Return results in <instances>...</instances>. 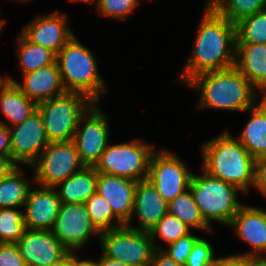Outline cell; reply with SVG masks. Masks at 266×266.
Here are the masks:
<instances>
[{"label": "cell", "mask_w": 266, "mask_h": 266, "mask_svg": "<svg viewBox=\"0 0 266 266\" xmlns=\"http://www.w3.org/2000/svg\"><path fill=\"white\" fill-rule=\"evenodd\" d=\"M149 266H183V265L176 263L162 249H155L153 251L151 263Z\"/></svg>", "instance_id": "74e56055"}, {"label": "cell", "mask_w": 266, "mask_h": 266, "mask_svg": "<svg viewBox=\"0 0 266 266\" xmlns=\"http://www.w3.org/2000/svg\"><path fill=\"white\" fill-rule=\"evenodd\" d=\"M26 230L24 212L18 208L0 209V243H16Z\"/></svg>", "instance_id": "1f68e13d"}, {"label": "cell", "mask_w": 266, "mask_h": 266, "mask_svg": "<svg viewBox=\"0 0 266 266\" xmlns=\"http://www.w3.org/2000/svg\"><path fill=\"white\" fill-rule=\"evenodd\" d=\"M235 67L258 91L266 93V44H236Z\"/></svg>", "instance_id": "44dd1931"}, {"label": "cell", "mask_w": 266, "mask_h": 266, "mask_svg": "<svg viewBox=\"0 0 266 266\" xmlns=\"http://www.w3.org/2000/svg\"><path fill=\"white\" fill-rule=\"evenodd\" d=\"M201 173L192 175L189 188L202 217L209 226L213 221L229 226L242 206L238 201V193L242 191L203 170Z\"/></svg>", "instance_id": "5b68a950"}, {"label": "cell", "mask_w": 266, "mask_h": 266, "mask_svg": "<svg viewBox=\"0 0 266 266\" xmlns=\"http://www.w3.org/2000/svg\"><path fill=\"white\" fill-rule=\"evenodd\" d=\"M0 266H26L16 243H0Z\"/></svg>", "instance_id": "d590c367"}, {"label": "cell", "mask_w": 266, "mask_h": 266, "mask_svg": "<svg viewBox=\"0 0 266 266\" xmlns=\"http://www.w3.org/2000/svg\"><path fill=\"white\" fill-rule=\"evenodd\" d=\"M0 155H11V134L6 125L0 124Z\"/></svg>", "instance_id": "60d3db41"}, {"label": "cell", "mask_w": 266, "mask_h": 266, "mask_svg": "<svg viewBox=\"0 0 266 266\" xmlns=\"http://www.w3.org/2000/svg\"><path fill=\"white\" fill-rule=\"evenodd\" d=\"M70 1H73V2H82V3H88V4H90V3H95L96 4V2L98 1V0H70Z\"/></svg>", "instance_id": "c3c4849f"}, {"label": "cell", "mask_w": 266, "mask_h": 266, "mask_svg": "<svg viewBox=\"0 0 266 266\" xmlns=\"http://www.w3.org/2000/svg\"><path fill=\"white\" fill-rule=\"evenodd\" d=\"M21 75L23 84L14 79L12 82H15L20 90L36 103L63 95L66 92L57 61Z\"/></svg>", "instance_id": "ffe728a7"}, {"label": "cell", "mask_w": 266, "mask_h": 266, "mask_svg": "<svg viewBox=\"0 0 266 266\" xmlns=\"http://www.w3.org/2000/svg\"><path fill=\"white\" fill-rule=\"evenodd\" d=\"M67 15L55 11L36 16L23 27L21 33L32 43L52 51L55 55L74 37Z\"/></svg>", "instance_id": "5bb4252c"}, {"label": "cell", "mask_w": 266, "mask_h": 266, "mask_svg": "<svg viewBox=\"0 0 266 266\" xmlns=\"http://www.w3.org/2000/svg\"><path fill=\"white\" fill-rule=\"evenodd\" d=\"M109 130L106 114L93 103L80 117L72 140L84 166L95 167L98 163L110 141Z\"/></svg>", "instance_id": "30bf717a"}, {"label": "cell", "mask_w": 266, "mask_h": 266, "mask_svg": "<svg viewBox=\"0 0 266 266\" xmlns=\"http://www.w3.org/2000/svg\"><path fill=\"white\" fill-rule=\"evenodd\" d=\"M214 256V247L204 238H199L186 258L184 266H209Z\"/></svg>", "instance_id": "836d02e7"}, {"label": "cell", "mask_w": 266, "mask_h": 266, "mask_svg": "<svg viewBox=\"0 0 266 266\" xmlns=\"http://www.w3.org/2000/svg\"><path fill=\"white\" fill-rule=\"evenodd\" d=\"M155 150L154 144H146L143 139L132 138L129 143L114 145L108 143L95 169L98 173L129 178L136 182L145 180Z\"/></svg>", "instance_id": "52a82bcc"}, {"label": "cell", "mask_w": 266, "mask_h": 266, "mask_svg": "<svg viewBox=\"0 0 266 266\" xmlns=\"http://www.w3.org/2000/svg\"><path fill=\"white\" fill-rule=\"evenodd\" d=\"M16 244L26 266H50L70 252L50 230L26 229Z\"/></svg>", "instance_id": "9a60e30c"}, {"label": "cell", "mask_w": 266, "mask_h": 266, "mask_svg": "<svg viewBox=\"0 0 266 266\" xmlns=\"http://www.w3.org/2000/svg\"><path fill=\"white\" fill-rule=\"evenodd\" d=\"M31 167L34 168L33 182L42 187H55L84 165L73 141H67L49 143Z\"/></svg>", "instance_id": "9c48e42d"}, {"label": "cell", "mask_w": 266, "mask_h": 266, "mask_svg": "<svg viewBox=\"0 0 266 266\" xmlns=\"http://www.w3.org/2000/svg\"><path fill=\"white\" fill-rule=\"evenodd\" d=\"M13 80V78L10 77H2L0 75V92L3 91L9 84L10 82Z\"/></svg>", "instance_id": "bcb514c9"}, {"label": "cell", "mask_w": 266, "mask_h": 266, "mask_svg": "<svg viewBox=\"0 0 266 266\" xmlns=\"http://www.w3.org/2000/svg\"><path fill=\"white\" fill-rule=\"evenodd\" d=\"M259 101H261L266 106V99L263 96H262L261 100H259Z\"/></svg>", "instance_id": "816d5d0a"}, {"label": "cell", "mask_w": 266, "mask_h": 266, "mask_svg": "<svg viewBox=\"0 0 266 266\" xmlns=\"http://www.w3.org/2000/svg\"><path fill=\"white\" fill-rule=\"evenodd\" d=\"M136 186L137 182L129 178L97 172L96 192L107 200L123 224L131 219Z\"/></svg>", "instance_id": "d6986e66"}, {"label": "cell", "mask_w": 266, "mask_h": 266, "mask_svg": "<svg viewBox=\"0 0 266 266\" xmlns=\"http://www.w3.org/2000/svg\"><path fill=\"white\" fill-rule=\"evenodd\" d=\"M93 103L86 95L78 92H65L37 103L49 143L72 141L80 117Z\"/></svg>", "instance_id": "8992f818"}, {"label": "cell", "mask_w": 266, "mask_h": 266, "mask_svg": "<svg viewBox=\"0 0 266 266\" xmlns=\"http://www.w3.org/2000/svg\"><path fill=\"white\" fill-rule=\"evenodd\" d=\"M191 232V228L185 223L181 222L178 218L169 213L149 231L151 240L155 249H163L159 247L156 239L161 238L168 245L174 243L177 239L185 236Z\"/></svg>", "instance_id": "4dcf8cb0"}, {"label": "cell", "mask_w": 266, "mask_h": 266, "mask_svg": "<svg viewBox=\"0 0 266 266\" xmlns=\"http://www.w3.org/2000/svg\"><path fill=\"white\" fill-rule=\"evenodd\" d=\"M168 213L178 218L191 229L213 233L212 227L202 217L190 188L168 203Z\"/></svg>", "instance_id": "d4e9b609"}, {"label": "cell", "mask_w": 266, "mask_h": 266, "mask_svg": "<svg viewBox=\"0 0 266 266\" xmlns=\"http://www.w3.org/2000/svg\"><path fill=\"white\" fill-rule=\"evenodd\" d=\"M51 231L70 252L81 249L92 235L100 237L83 203H61Z\"/></svg>", "instance_id": "7c38bea8"}, {"label": "cell", "mask_w": 266, "mask_h": 266, "mask_svg": "<svg viewBox=\"0 0 266 266\" xmlns=\"http://www.w3.org/2000/svg\"><path fill=\"white\" fill-rule=\"evenodd\" d=\"M186 85L200 93L197 109L246 112L258 102L259 91L235 66L198 74Z\"/></svg>", "instance_id": "7a4b0ae2"}, {"label": "cell", "mask_w": 266, "mask_h": 266, "mask_svg": "<svg viewBox=\"0 0 266 266\" xmlns=\"http://www.w3.org/2000/svg\"><path fill=\"white\" fill-rule=\"evenodd\" d=\"M16 1H19V2H24V1H28V0H16Z\"/></svg>", "instance_id": "f5cc1de1"}, {"label": "cell", "mask_w": 266, "mask_h": 266, "mask_svg": "<svg viewBox=\"0 0 266 266\" xmlns=\"http://www.w3.org/2000/svg\"><path fill=\"white\" fill-rule=\"evenodd\" d=\"M212 7L231 23L266 9V0H217Z\"/></svg>", "instance_id": "f546056e"}, {"label": "cell", "mask_w": 266, "mask_h": 266, "mask_svg": "<svg viewBox=\"0 0 266 266\" xmlns=\"http://www.w3.org/2000/svg\"><path fill=\"white\" fill-rule=\"evenodd\" d=\"M30 185L20 166L8 177L0 180V209L24 207Z\"/></svg>", "instance_id": "484cf974"}, {"label": "cell", "mask_w": 266, "mask_h": 266, "mask_svg": "<svg viewBox=\"0 0 266 266\" xmlns=\"http://www.w3.org/2000/svg\"><path fill=\"white\" fill-rule=\"evenodd\" d=\"M0 124L6 125L10 130L11 157L18 165L22 163L31 166L49 144L42 116L38 110L13 127L2 120Z\"/></svg>", "instance_id": "4fadbf2b"}, {"label": "cell", "mask_w": 266, "mask_h": 266, "mask_svg": "<svg viewBox=\"0 0 266 266\" xmlns=\"http://www.w3.org/2000/svg\"><path fill=\"white\" fill-rule=\"evenodd\" d=\"M16 42L21 74L35 71L56 61V55L52 51L30 42L22 33Z\"/></svg>", "instance_id": "4316f807"}, {"label": "cell", "mask_w": 266, "mask_h": 266, "mask_svg": "<svg viewBox=\"0 0 266 266\" xmlns=\"http://www.w3.org/2000/svg\"><path fill=\"white\" fill-rule=\"evenodd\" d=\"M102 253L130 266H149L155 250L149 232L125 224L100 233Z\"/></svg>", "instance_id": "ba28073f"}, {"label": "cell", "mask_w": 266, "mask_h": 266, "mask_svg": "<svg viewBox=\"0 0 266 266\" xmlns=\"http://www.w3.org/2000/svg\"><path fill=\"white\" fill-rule=\"evenodd\" d=\"M50 266H74V252H69L64 258Z\"/></svg>", "instance_id": "7bdbcfd3"}, {"label": "cell", "mask_w": 266, "mask_h": 266, "mask_svg": "<svg viewBox=\"0 0 266 266\" xmlns=\"http://www.w3.org/2000/svg\"><path fill=\"white\" fill-rule=\"evenodd\" d=\"M5 23H6V20L0 18V35H1L2 28H4L5 26Z\"/></svg>", "instance_id": "681fc988"}, {"label": "cell", "mask_w": 266, "mask_h": 266, "mask_svg": "<svg viewBox=\"0 0 266 266\" xmlns=\"http://www.w3.org/2000/svg\"><path fill=\"white\" fill-rule=\"evenodd\" d=\"M61 202L54 187L30 188L24 204V222L29 230H52Z\"/></svg>", "instance_id": "e0dca14e"}, {"label": "cell", "mask_w": 266, "mask_h": 266, "mask_svg": "<svg viewBox=\"0 0 266 266\" xmlns=\"http://www.w3.org/2000/svg\"><path fill=\"white\" fill-rule=\"evenodd\" d=\"M97 171L84 166L81 170L59 182L54 188L61 203H85L96 192ZM59 188V189H58Z\"/></svg>", "instance_id": "7402d4cb"}, {"label": "cell", "mask_w": 266, "mask_h": 266, "mask_svg": "<svg viewBox=\"0 0 266 266\" xmlns=\"http://www.w3.org/2000/svg\"><path fill=\"white\" fill-rule=\"evenodd\" d=\"M257 259L262 264V266H266V253L259 255Z\"/></svg>", "instance_id": "7dc6e473"}, {"label": "cell", "mask_w": 266, "mask_h": 266, "mask_svg": "<svg viewBox=\"0 0 266 266\" xmlns=\"http://www.w3.org/2000/svg\"><path fill=\"white\" fill-rule=\"evenodd\" d=\"M98 266H130L128 264L122 263L121 261L112 259L108 256L102 254L101 258L97 261Z\"/></svg>", "instance_id": "b9f144b4"}, {"label": "cell", "mask_w": 266, "mask_h": 266, "mask_svg": "<svg viewBox=\"0 0 266 266\" xmlns=\"http://www.w3.org/2000/svg\"><path fill=\"white\" fill-rule=\"evenodd\" d=\"M84 204L92 224L100 233L124 225L114 215L107 200L97 192L91 195Z\"/></svg>", "instance_id": "83f0119b"}, {"label": "cell", "mask_w": 266, "mask_h": 266, "mask_svg": "<svg viewBox=\"0 0 266 266\" xmlns=\"http://www.w3.org/2000/svg\"><path fill=\"white\" fill-rule=\"evenodd\" d=\"M209 266H244V256L240 254L215 257Z\"/></svg>", "instance_id": "f35d334b"}, {"label": "cell", "mask_w": 266, "mask_h": 266, "mask_svg": "<svg viewBox=\"0 0 266 266\" xmlns=\"http://www.w3.org/2000/svg\"><path fill=\"white\" fill-rule=\"evenodd\" d=\"M199 238L200 237L190 232L189 234L177 239L174 243L169 244L167 249L165 248L162 250L167 253L176 263L184 266L187 256L190 254L193 245Z\"/></svg>", "instance_id": "e575fe53"}, {"label": "cell", "mask_w": 266, "mask_h": 266, "mask_svg": "<svg viewBox=\"0 0 266 266\" xmlns=\"http://www.w3.org/2000/svg\"><path fill=\"white\" fill-rule=\"evenodd\" d=\"M76 251L74 252V266H98L97 261L91 260H79L77 259Z\"/></svg>", "instance_id": "ee69618b"}, {"label": "cell", "mask_w": 266, "mask_h": 266, "mask_svg": "<svg viewBox=\"0 0 266 266\" xmlns=\"http://www.w3.org/2000/svg\"><path fill=\"white\" fill-rule=\"evenodd\" d=\"M56 61L66 92L82 93L92 102L99 103L107 88L89 48L74 36L56 55Z\"/></svg>", "instance_id": "277c9868"}, {"label": "cell", "mask_w": 266, "mask_h": 266, "mask_svg": "<svg viewBox=\"0 0 266 266\" xmlns=\"http://www.w3.org/2000/svg\"><path fill=\"white\" fill-rule=\"evenodd\" d=\"M217 0H207L206 6H212Z\"/></svg>", "instance_id": "f907efd6"}, {"label": "cell", "mask_w": 266, "mask_h": 266, "mask_svg": "<svg viewBox=\"0 0 266 266\" xmlns=\"http://www.w3.org/2000/svg\"><path fill=\"white\" fill-rule=\"evenodd\" d=\"M18 167L11 155H0V180L8 177Z\"/></svg>", "instance_id": "ab89813d"}, {"label": "cell", "mask_w": 266, "mask_h": 266, "mask_svg": "<svg viewBox=\"0 0 266 266\" xmlns=\"http://www.w3.org/2000/svg\"><path fill=\"white\" fill-rule=\"evenodd\" d=\"M248 111L251 118L237 139L256 160L266 157V106L260 101Z\"/></svg>", "instance_id": "603a6c76"}, {"label": "cell", "mask_w": 266, "mask_h": 266, "mask_svg": "<svg viewBox=\"0 0 266 266\" xmlns=\"http://www.w3.org/2000/svg\"><path fill=\"white\" fill-rule=\"evenodd\" d=\"M167 213L168 202L149 180H140L135 189L131 219L125 225L138 231L149 232ZM132 217H137L138 227L131 225Z\"/></svg>", "instance_id": "ac0fdd59"}, {"label": "cell", "mask_w": 266, "mask_h": 266, "mask_svg": "<svg viewBox=\"0 0 266 266\" xmlns=\"http://www.w3.org/2000/svg\"><path fill=\"white\" fill-rule=\"evenodd\" d=\"M197 30L194 48L178 79L183 85L198 74L235 66L237 39L234 23L212 6H205Z\"/></svg>", "instance_id": "6da1fadb"}, {"label": "cell", "mask_w": 266, "mask_h": 266, "mask_svg": "<svg viewBox=\"0 0 266 266\" xmlns=\"http://www.w3.org/2000/svg\"><path fill=\"white\" fill-rule=\"evenodd\" d=\"M244 266H262L257 258L244 257Z\"/></svg>", "instance_id": "f6af8a7d"}, {"label": "cell", "mask_w": 266, "mask_h": 266, "mask_svg": "<svg viewBox=\"0 0 266 266\" xmlns=\"http://www.w3.org/2000/svg\"><path fill=\"white\" fill-rule=\"evenodd\" d=\"M253 187L260 190L261 194L266 197V157L255 160Z\"/></svg>", "instance_id": "8d00e7d4"}, {"label": "cell", "mask_w": 266, "mask_h": 266, "mask_svg": "<svg viewBox=\"0 0 266 266\" xmlns=\"http://www.w3.org/2000/svg\"><path fill=\"white\" fill-rule=\"evenodd\" d=\"M192 175L186 164L171 151L156 149L153 152L147 180L166 202L189 189Z\"/></svg>", "instance_id": "8fae6325"}, {"label": "cell", "mask_w": 266, "mask_h": 266, "mask_svg": "<svg viewBox=\"0 0 266 266\" xmlns=\"http://www.w3.org/2000/svg\"><path fill=\"white\" fill-rule=\"evenodd\" d=\"M236 25V44H266V9L245 17Z\"/></svg>", "instance_id": "f1b7e54d"}, {"label": "cell", "mask_w": 266, "mask_h": 266, "mask_svg": "<svg viewBox=\"0 0 266 266\" xmlns=\"http://www.w3.org/2000/svg\"><path fill=\"white\" fill-rule=\"evenodd\" d=\"M137 0H98L96 8L102 16L115 19H126L137 8Z\"/></svg>", "instance_id": "d6a6232c"}, {"label": "cell", "mask_w": 266, "mask_h": 266, "mask_svg": "<svg viewBox=\"0 0 266 266\" xmlns=\"http://www.w3.org/2000/svg\"><path fill=\"white\" fill-rule=\"evenodd\" d=\"M202 170L247 193L254 184L255 159L225 131L202 145Z\"/></svg>", "instance_id": "3957f363"}, {"label": "cell", "mask_w": 266, "mask_h": 266, "mask_svg": "<svg viewBox=\"0 0 266 266\" xmlns=\"http://www.w3.org/2000/svg\"><path fill=\"white\" fill-rule=\"evenodd\" d=\"M228 227H232L237 237L252 247L242 256L257 258L266 253V210L242 205Z\"/></svg>", "instance_id": "2e32d148"}, {"label": "cell", "mask_w": 266, "mask_h": 266, "mask_svg": "<svg viewBox=\"0 0 266 266\" xmlns=\"http://www.w3.org/2000/svg\"><path fill=\"white\" fill-rule=\"evenodd\" d=\"M0 110L6 119L11 122L12 127L22 123L34 111L37 110V103L29 99L16 85L10 84L0 92Z\"/></svg>", "instance_id": "cb8c5ba5"}]
</instances>
